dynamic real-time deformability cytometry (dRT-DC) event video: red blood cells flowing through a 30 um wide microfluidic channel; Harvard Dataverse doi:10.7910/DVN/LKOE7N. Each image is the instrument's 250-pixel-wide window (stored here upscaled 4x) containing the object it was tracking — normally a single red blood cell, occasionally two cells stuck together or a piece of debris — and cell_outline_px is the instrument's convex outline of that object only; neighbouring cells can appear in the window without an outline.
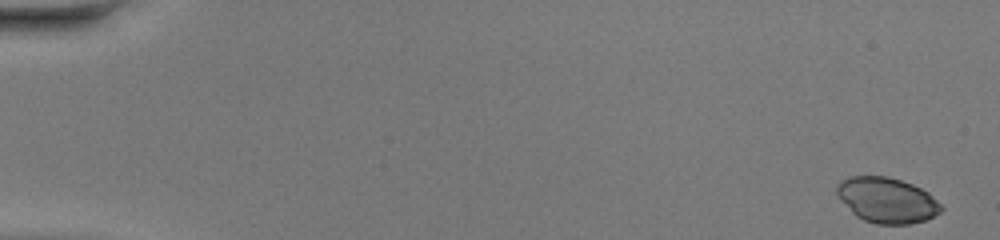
{"species": "common noctule bat (a hibernating species)", "species_latin": "Nyctalus noctula", "temperature_condition": "warm", "stored_images_in_passage": 48, "camera_frame_rate_fps": 3000, "um_per_image_px": 0.085, "animal": {"sex": "female", "body_mass_g": 20.0, "forearm_length_mm": 54.0}, "frame": {"image": 1, "passage_image": 1, "time_ms": 0.0, "image_size_px": [1000, 240], "cell_outline_px": [[944, 208], [940, 212], [924, 220], [908, 224], [876, 224], [864, 220], [856, 216], [852, 212], [836, 192], [836, 184], [840, 180], [848, 176], [888, 176], [912, 184], [928, 192]], "centroid_in_image_um": [75.37, 17.0], "position_along_channel_um": 9.6, "area_um2": 27.4}}
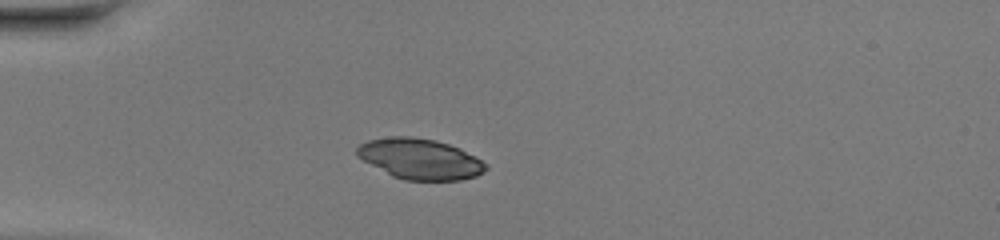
{"frame": {"image": 2, "passage_image": 14, "time_ms": 4.333, "image_size_px": [1000, 240], "cell_outline_px": [[488, 168], [484, 172], [476, 176], [460, 180], [404, 180], [392, 176], [356, 156], [356, 148], [360, 144], [368, 140], [388, 136], [412, 136], [436, 140], [460, 148], [476, 156], [488, 164]], "centroid_in_image_um": [35.72, 13.5], "position_along_channel_um": 49.3, "area_um2": 30.69}}